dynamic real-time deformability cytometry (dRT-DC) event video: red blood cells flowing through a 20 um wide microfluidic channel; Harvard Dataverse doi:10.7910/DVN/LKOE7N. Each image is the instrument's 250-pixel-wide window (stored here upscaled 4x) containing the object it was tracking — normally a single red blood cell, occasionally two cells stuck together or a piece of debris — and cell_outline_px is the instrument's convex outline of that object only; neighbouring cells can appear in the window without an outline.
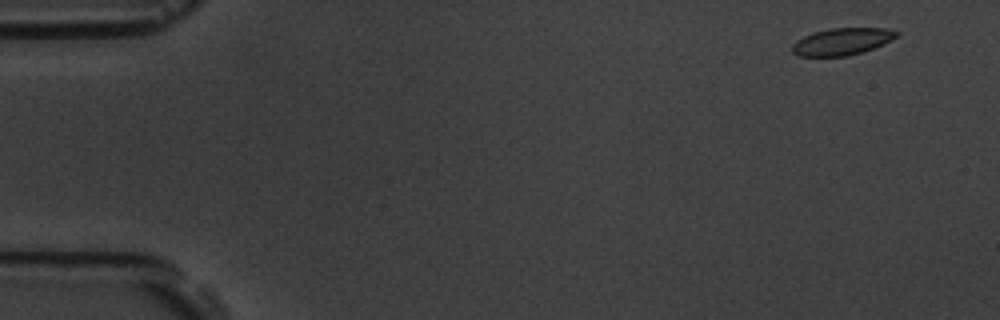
{"species": "common noctule bat (a hibernating species)", "species_latin": "Nyctalus noctula", "temperature_condition": "room temperature", "stored_images_in_passage": 6, "camera_frame_rate_fps": 3000, "um_per_image_px": 0.085, "animal": {"sex": "male", "body_mass_g": 19.5, "forearm_length_mm": 54.6}, "frame": {"image": 1, "passage_image": 1, "time_ms": 0.0, "image_size_px": [1000, 320], "cell_outline_px": [[900, 32], [892, 40], [864, 52], [848, 56], [796, 56], [792, 52], [792, 44], [796, 40], [812, 32], [832, 28], [884, 28]], "centroid_in_image_um": [71.55, 3.54], "position_along_channel_um": 13.5, "area_um2": 16.53}}
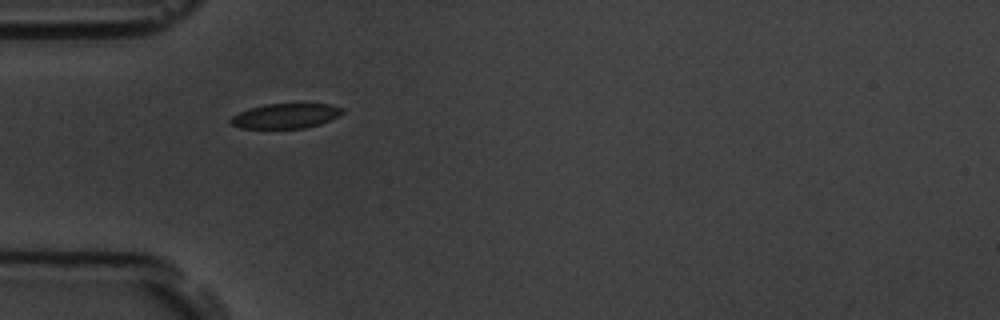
{"frame": {"image": 2, "passage_image": 5, "time_ms": 4.667, "image_size_px": [1000, 320], "cell_outline_px": [[344, 112], [340, 116], [320, 124], [304, 128], [240, 128], [232, 124], [228, 120], [232, 116], [240, 112], [252, 108], [268, 104], [328, 104], [344, 108]], "centroid_in_image_um": [24.31, 9.86], "position_along_channel_um": 60.7, "area_um2": 16.07}}
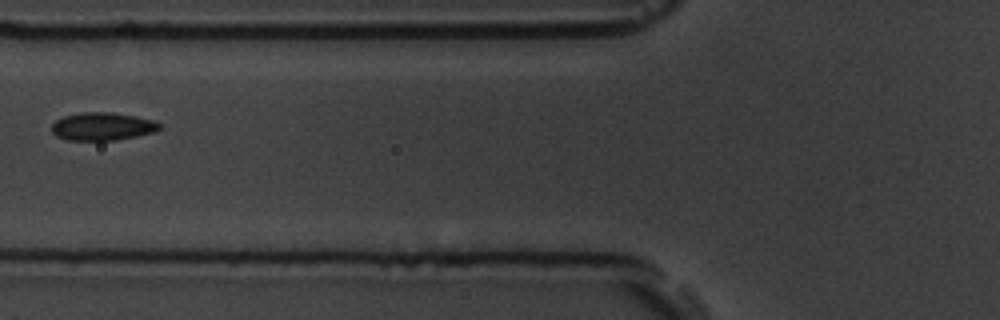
{"frame": {"image": 3, "passage_image": 6, "time_ms": 6.333, "image_size_px": [1000, 320], "cell_outline_px": [[164, 124], [156, 132], [116, 140], [68, 140], [56, 136], [52, 132], [52, 124], [56, 120], [64, 116], [80, 112], [112, 112], [136, 116], [152, 120]], "centroid_in_image_um": [8.73, 10.74], "position_along_channel_um": 117.1, "area_um2": 17.69}}